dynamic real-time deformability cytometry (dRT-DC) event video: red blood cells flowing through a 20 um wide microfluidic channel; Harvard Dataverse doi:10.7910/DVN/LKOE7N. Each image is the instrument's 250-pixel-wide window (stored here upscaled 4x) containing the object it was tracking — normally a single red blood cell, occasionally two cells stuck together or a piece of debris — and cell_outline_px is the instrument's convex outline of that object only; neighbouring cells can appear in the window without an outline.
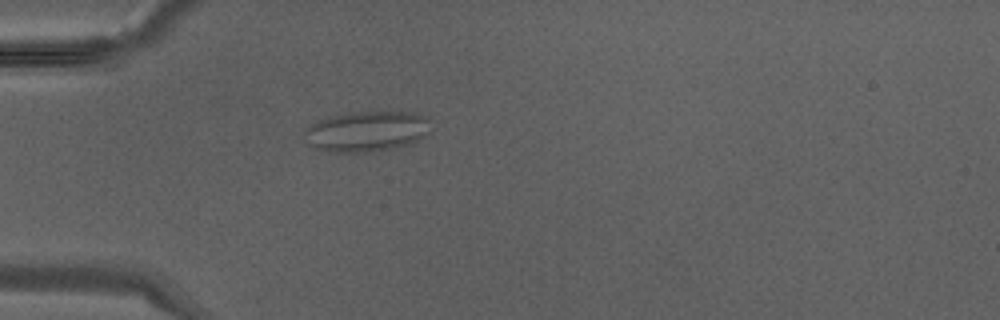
{"species": "Egyptian fruit bat (a non-hibernating species)", "species_latin": "Rousettus aegyptiacus", "temperature_condition": "warm", "stored_images_in_passage": 29, "camera_frame_rate_fps": 3000, "um_per_image_px": 0.085, "animal": {"sex": "male"}, "frame": {"image": 1, "passage_image": 1, "time_ms": 0.0, "image_size_px": [1000, 320], "cell_outline_px": [[428, 120], [424, 136], [412, 144], [392, 148], [368, 152], [332, 152], [316, 148], [304, 144], [300, 136], [304, 128], [316, 120], [328, 116], [356, 112], [412, 112], [424, 116]], "centroid_in_image_um": [31.01, 11.17], "position_along_channel_um": 54.0, "area_um2": 30.06}}
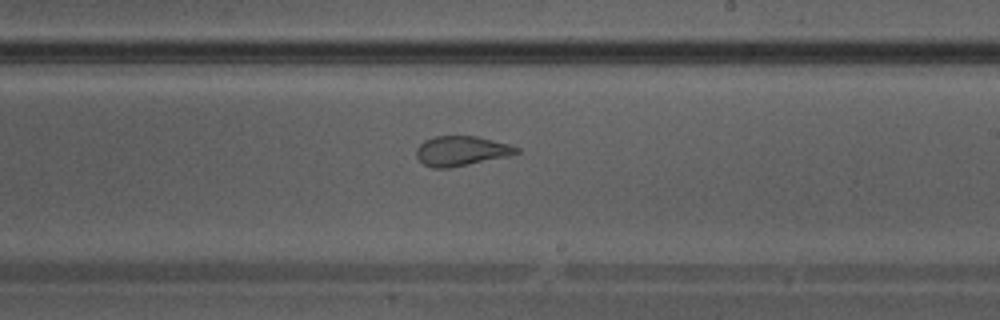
{"frame": {"image": 2, "passage_image": 13, "time_ms": 4.0, "image_size_px": [1000, 320], "cell_outline_px": [[520, 152], [508, 156], [448, 168], [432, 168], [424, 164], [416, 156], [416, 148], [424, 140], [436, 136], [476, 136], [508, 144], [520, 148]], "centroid_in_image_um": [39.19, 12.82], "position_along_channel_um": 249.8, "area_um2": 17.22}}